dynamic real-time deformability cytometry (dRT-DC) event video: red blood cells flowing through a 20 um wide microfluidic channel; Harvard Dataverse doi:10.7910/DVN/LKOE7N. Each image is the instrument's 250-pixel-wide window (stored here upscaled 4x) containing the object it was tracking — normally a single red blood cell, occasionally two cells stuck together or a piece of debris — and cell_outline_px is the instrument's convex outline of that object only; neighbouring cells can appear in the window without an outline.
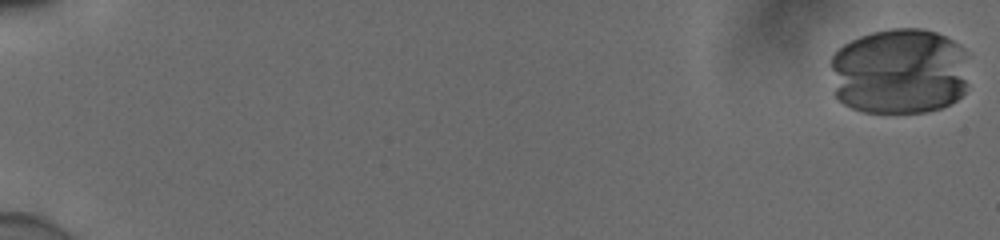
{"species": "human", "species_latin": "Homo sapiens", "temperature_condition": "cold", "stored_images_in_passage": 48, "camera_frame_rate_fps": 3000, "um_per_image_px": 0.085, "donor": {"sex": "male"}, "frame": {"image": 1, "passage_image": 1, "time_ms": 0.0, "image_size_px": [1000, 240], "cell_outline_px": [[964, 92], [956, 100], [940, 108], [924, 112], [864, 112], [852, 108], [844, 104], [836, 96], [832, 68], [832, 56], [844, 44], [860, 36], [872, 32], [892, 28], [924, 28], [936, 32], [952, 40], [964, 52]], "centroid_in_image_um": [76.41, 6.06], "position_along_channel_um": 8.6, "area_um2": 69.19}}
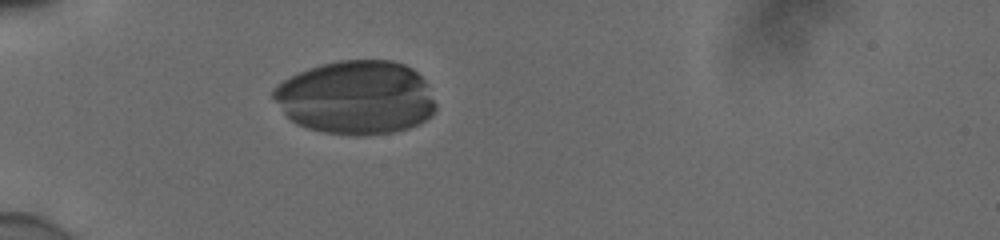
{"frame": {"image": 2, "passage_image": 19, "time_ms": 6.0, "image_size_px": [1000, 240], "cell_outline_px": [[436, 108], [432, 116], [420, 124], [408, 128], [392, 132], [364, 136], [356, 136], [324, 132], [308, 128], [296, 124], [284, 112], [272, 96], [272, 88], [276, 84], [300, 72], [324, 64], [340, 60], [392, 60], [404, 64], [412, 68], [424, 80], [436, 104]], "centroid_in_image_um": [30.29, 8.3], "position_along_channel_um": 54.7, "area_um2": 69.65}}
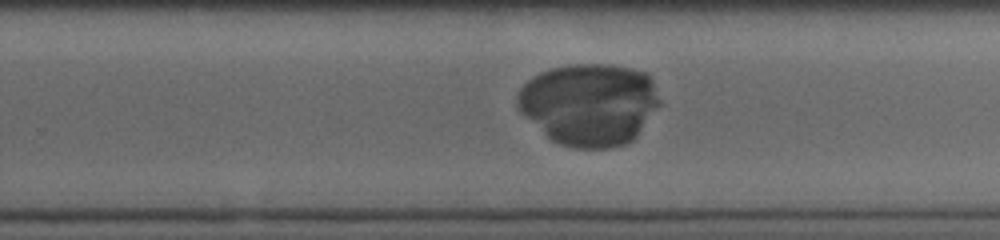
{"frame": {"image": 3, "passage_image": 38, "time_ms": 12.333, "image_size_px": [1000, 240], "cell_outline_px": [[660, 104], [636, 136], [632, 140], [624, 144], [612, 148], [572, 148], [560, 144], [552, 140], [520, 112], [516, 104], [516, 96], [520, 88], [528, 80], [540, 72], [552, 68], [572, 64], [608, 64], [648, 72], [652, 80], [660, 100]], "centroid_in_image_um": [50.08, 8.85], "position_along_channel_um": 279.7, "area_um2": 68.15}}